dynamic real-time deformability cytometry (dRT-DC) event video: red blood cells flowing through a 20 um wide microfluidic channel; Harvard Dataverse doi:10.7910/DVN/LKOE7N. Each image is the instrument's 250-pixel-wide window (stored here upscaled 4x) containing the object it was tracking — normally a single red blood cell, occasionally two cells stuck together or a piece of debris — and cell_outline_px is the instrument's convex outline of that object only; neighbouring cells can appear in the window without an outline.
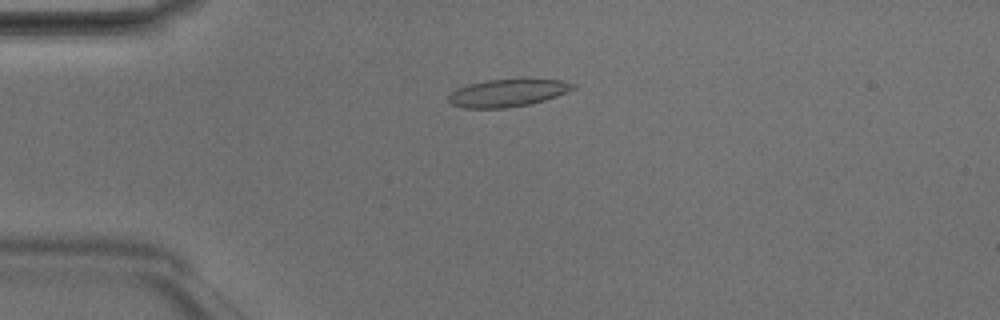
{"species": "Egyptian fruit bat (a non-hibernating species)", "species_latin": "Rousettus aegyptiacus", "temperature_condition": "room temperature", "stored_images_in_passage": 48, "camera_frame_rate_fps": 3000, "um_per_image_px": 0.085, "animal": {"sex": "male"}, "frame": {"image": 1, "passage_image": 12, "time_ms": 3.667, "image_size_px": [1000, 320], "cell_outline_px": [[576, 88], [568, 92], [544, 100], [528, 104], [504, 108], [464, 108], [452, 104], [448, 100], [448, 96], [452, 92], [468, 84], [488, 80], [560, 80], [576, 84]], "centroid_in_image_um": [43.15, 7.91], "position_along_channel_um": 41.8, "area_um2": 19.54}}
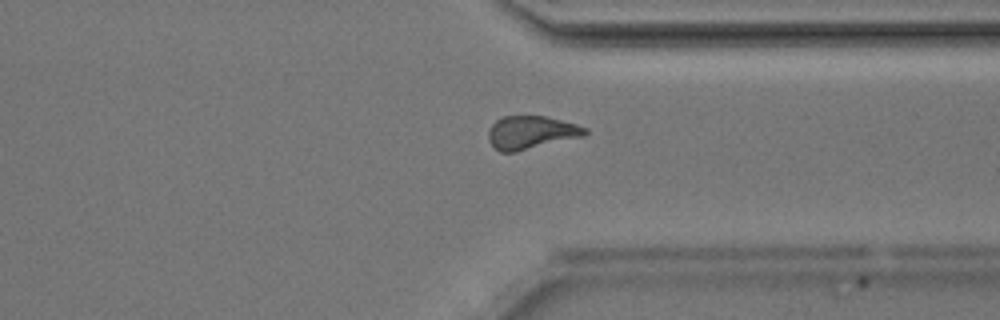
{"frame": {"image": 2, "passage_image": 37, "time_ms": 12.0, "image_size_px": [1000, 320], "cell_outline_px": [[588, 132], [584, 136], [516, 152], [500, 152], [488, 140], [488, 132], [492, 124], [496, 120], [504, 116], [544, 116], [576, 124], [588, 128]], "centroid_in_image_um": [45.15, 11.26], "position_along_channel_um": 366.3, "area_um2": 18.61}}
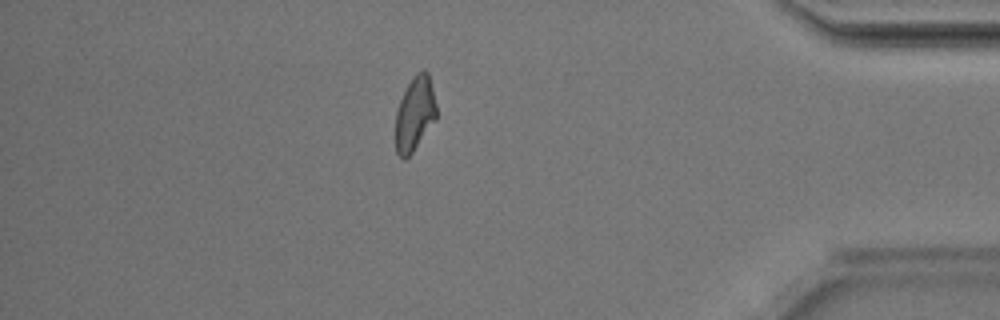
{"frame": {"image": 3, "passage_image": 42, "time_ms": 13.667, "image_size_px": [1000, 320], "cell_outline_px": [[436, 120], [412, 152], [404, 160], [396, 152], [396, 112], [400, 100], [412, 76], [416, 72], [424, 68], [428, 72], [436, 104]], "centroid_in_image_um": [35.26, 9.64], "position_along_channel_um": 399.9, "area_um2": 17.63}, "authors_computed_cell_mechanics": {"area_um2": 18.6983, "velocity_mm_per_s": 4.2101, "shape_relaxation_time_tau1_ms": null, "shape_relaxation_time_tau2_ms": 3.5249, "deformation_change_tau1": null, "deformation_change_tau2": 0.1063}}